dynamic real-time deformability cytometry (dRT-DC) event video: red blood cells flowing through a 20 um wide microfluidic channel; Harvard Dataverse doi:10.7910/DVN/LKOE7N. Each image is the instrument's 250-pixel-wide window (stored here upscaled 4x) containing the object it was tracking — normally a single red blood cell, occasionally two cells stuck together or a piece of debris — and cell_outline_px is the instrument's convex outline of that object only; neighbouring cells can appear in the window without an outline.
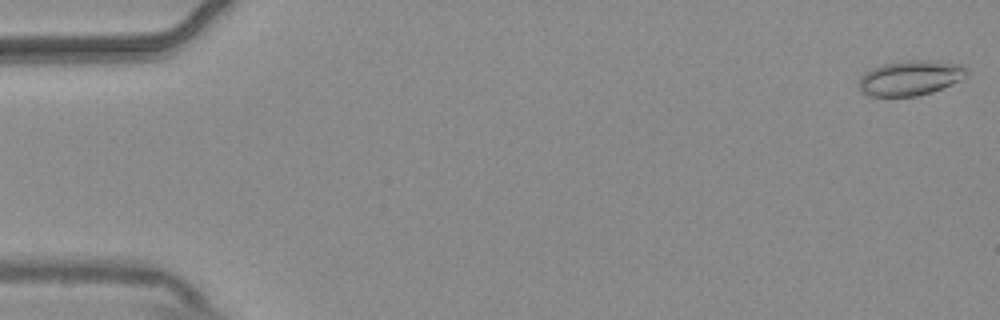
{"species": "common noctule bat (a hibernating species)", "species_latin": "Nyctalus noctula", "temperature_condition": "warm", "stored_images_in_passage": 55, "camera_frame_rate_fps": 3000, "um_per_image_px": 0.085, "animal": {"sex": "male", "body_mass_g": 20.4}, "frame": {"image": 1, "passage_image": 1, "time_ms": 0.0, "image_size_px": [1000, 320], "cell_outline_px": [[968, 76], [952, 84], [932, 92], [916, 96], [868, 96], [856, 84], [860, 76], [864, 72], [872, 68], [884, 64], [908, 60], [928, 60], [964, 64], [968, 68]], "centroid_in_image_um": [77.4, 6.62], "position_along_channel_um": 7.6, "area_um2": 22.25}}
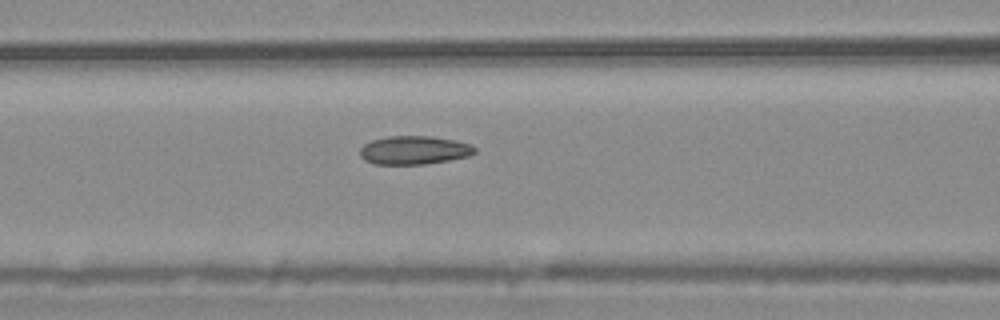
{"frame": {"image": 2, "passage_image": 23, "time_ms": 7.333, "image_size_px": [1000, 320], "cell_outline_px": [[476, 152], [468, 156], [448, 160], [424, 164], [376, 164], [364, 160], [360, 156], [360, 148], [364, 144], [372, 140], [388, 136], [432, 136], [456, 140], [472, 144], [476, 148]], "centroid_in_image_um": [35.21, 12.75], "position_along_channel_um": 131.4, "area_um2": 19.13}}
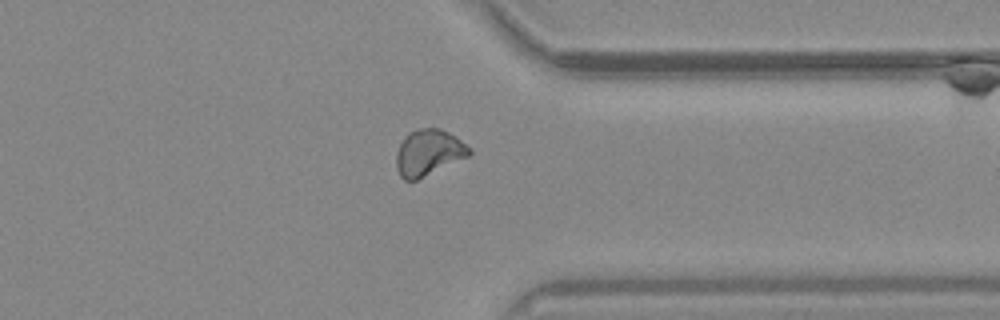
{"frame": {"image": 3, "passage_image": 43, "time_ms": 14.0, "image_size_px": [1000, 320], "cell_outline_px": [[472, 152], [468, 156], [416, 180], [404, 180], [400, 176], [396, 168], [396, 152], [404, 136], [408, 132], [420, 128], [440, 128], [456, 136], [472, 148]], "centroid_in_image_um": [36.42, 12.95], "position_along_channel_um": 375.0, "area_um2": 19.65}, "authors_computed_cell_mechanics": {"area_um2": 19.5942, "velocity_mm_per_s": 3.7089, "shape_relaxation_time_tau1_ms": null, "shape_relaxation_time_tau2_ms": 2.3556, "deformation_change_tau1": null, "deformation_change_tau2": 0.0656}}